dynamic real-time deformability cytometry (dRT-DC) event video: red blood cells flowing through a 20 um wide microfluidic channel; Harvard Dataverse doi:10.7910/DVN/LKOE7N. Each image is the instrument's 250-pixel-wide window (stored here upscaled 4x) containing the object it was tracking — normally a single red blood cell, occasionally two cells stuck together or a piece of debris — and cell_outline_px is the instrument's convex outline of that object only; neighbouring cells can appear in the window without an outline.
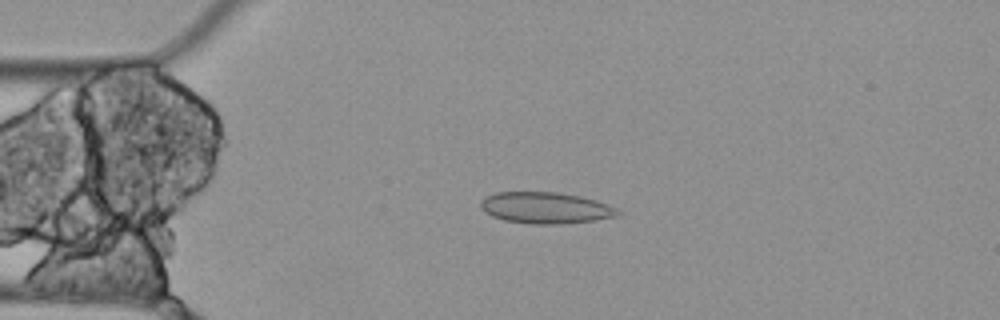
{"species": "Egyptian fruit bat (a non-hibernating species)", "species_latin": "Rousettus aegyptiacus", "temperature_condition": "cold", "stored_images_in_passage": 8, "camera_frame_rate_fps": 3000, "um_per_image_px": 0.085, "animal": {"sex": "female"}, "frame": {"image": 1, "passage_image": 2, "time_ms": 0.333, "image_size_px": [1000, 320], "cell_outline_px": [[620, 216], [596, 220], [560, 224], [532, 224], [504, 220], [492, 216], [484, 212], [480, 208], [480, 200], [484, 196], [496, 192], [556, 192], [580, 196], [596, 200], [616, 208], [620, 212]], "centroid_in_image_um": [46.35, 17.67], "position_along_channel_um": 38.7, "area_um2": 25.26}}
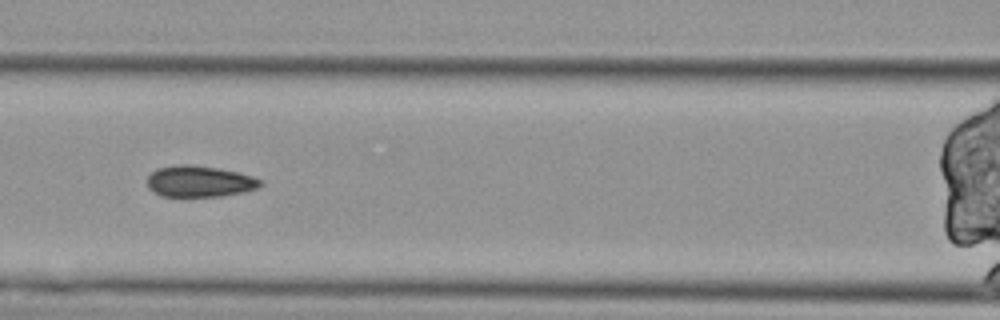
{"frame": {"image": 2, "passage_image": 5, "time_ms": 1.333, "image_size_px": [1000, 320], "cell_outline_px": [[264, 184], [256, 188], [244, 192], [220, 196], [164, 196], [148, 188], [148, 176], [156, 168], [176, 164], [188, 164], [220, 168], [252, 176], [264, 180]], "centroid_in_image_um": [16.98, 15.4], "position_along_channel_um": 149.6, "area_um2": 20.63}}
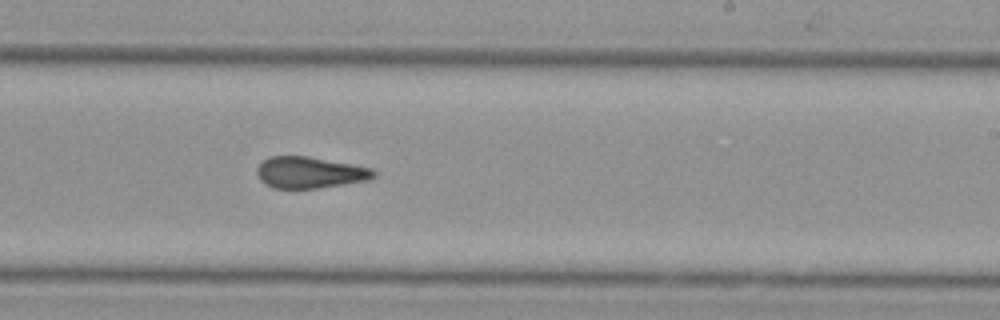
{"frame": {"image": 3, "passage_image": 8, "time_ms": 2.333, "image_size_px": [1000, 320], "cell_outline_px": [[376, 176], [368, 180], [320, 188], [272, 188], [260, 180], [256, 172], [256, 168], [268, 156], [308, 156], [352, 164], [372, 168], [376, 172]], "centroid_in_image_um": [26.33, 14.66], "position_along_channel_um": 262.7, "area_um2": 21.44}}